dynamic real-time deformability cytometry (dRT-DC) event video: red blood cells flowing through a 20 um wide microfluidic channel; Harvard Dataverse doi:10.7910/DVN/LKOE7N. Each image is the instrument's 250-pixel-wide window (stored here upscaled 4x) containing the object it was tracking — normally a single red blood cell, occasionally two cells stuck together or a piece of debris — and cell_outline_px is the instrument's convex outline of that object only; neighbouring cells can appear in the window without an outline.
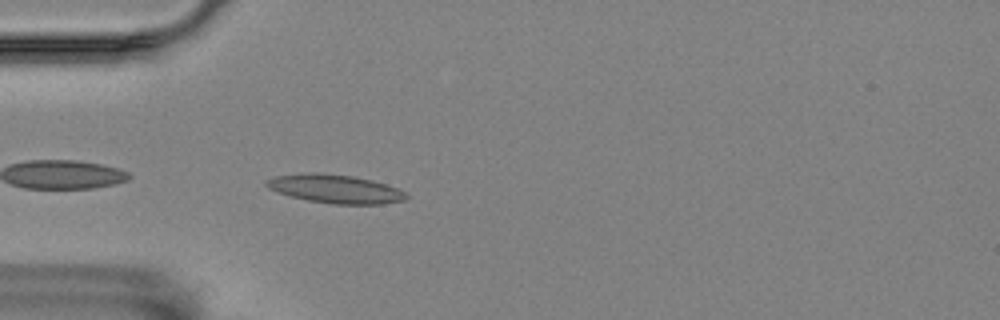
{"species": "Egyptian fruit bat (a non-hibernating species)", "species_latin": "Rousettus aegyptiacus", "temperature_condition": "room temperature", "stored_images_in_passage": 42, "camera_frame_rate_fps": 3000, "um_per_image_px": 0.085, "animal": {"sex": "female"}, "frame": {"image": 1, "passage_image": 2, "time_ms": 0.333, "image_size_px": [1000, 320], "cell_outline_px": [[408, 196], [404, 200], [384, 204], [332, 204], [308, 200], [292, 196], [268, 188], [264, 184], [264, 180], [276, 176], [312, 172], [316, 172], [352, 176], [372, 180], [396, 188], [404, 192]], "centroid_in_image_um": [28.48, 16.05], "position_along_channel_um": 56.5, "area_um2": 23.0}}
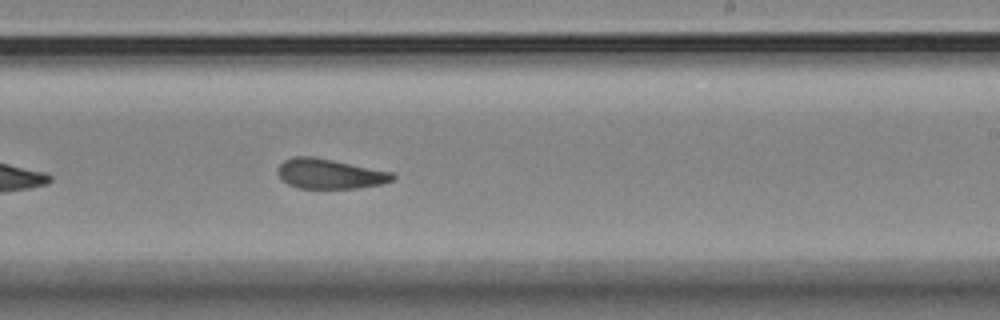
{"frame": {"image": 2, "passage_image": 20, "time_ms": 6.333, "image_size_px": [1000, 320], "cell_outline_px": [[396, 176], [392, 180], [380, 184], [360, 188], [296, 188], [288, 184], [276, 172], [280, 164], [284, 160], [292, 156], [312, 156], [392, 172]], "centroid_in_image_um": [28.0, 14.77], "position_along_channel_um": 261.0, "area_um2": 19.88}}
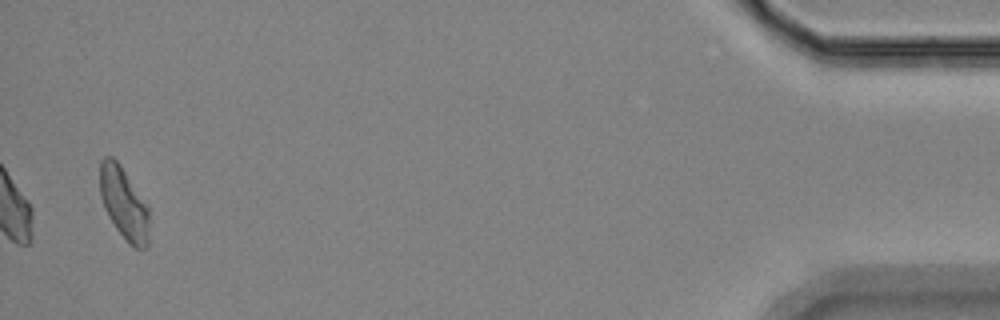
{"frame": {"image": 3, "passage_image": 41, "time_ms": 13.333, "image_size_px": [1000, 320], "cell_outline_px": [[148, 248], [136, 248], [128, 244], [116, 228], [108, 216], [104, 208], [100, 196], [100, 160], [104, 156], [112, 156], [120, 164], [148, 204]], "centroid_in_image_um": [10.53, 17.27], "position_along_channel_um": 424.7, "area_um2": 20.92}, "authors_computed_cell_mechanics": {"area_um2": 20.4901, "velocity_mm_per_s": 3.4914, "shape_relaxation_time_tau1_ms": 6.3881, "shape_relaxation_time_tau2_ms": 2.6798, "deformation_change_tau1": 0.1949, "deformation_change_tau2": 0.1134}}